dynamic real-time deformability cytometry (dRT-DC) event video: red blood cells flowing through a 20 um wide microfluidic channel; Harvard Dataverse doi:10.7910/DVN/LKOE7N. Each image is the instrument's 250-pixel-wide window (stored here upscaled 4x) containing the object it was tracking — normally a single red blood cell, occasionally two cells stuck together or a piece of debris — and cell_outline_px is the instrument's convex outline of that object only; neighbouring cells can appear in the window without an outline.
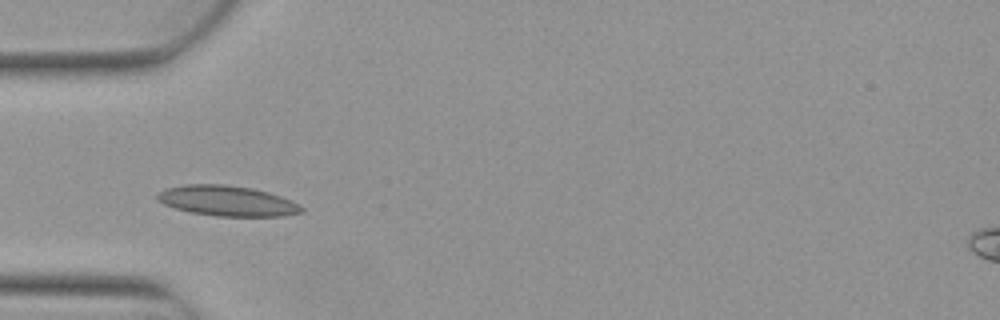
{"species": "Egyptian fruit bat (a non-hibernating species)", "species_latin": "Rousettus aegyptiacus", "temperature_condition": "warm", "stored_images_in_passage": 5, "camera_frame_rate_fps": 3000, "um_per_image_px": 0.085, "animal": {"sex": "female"}, "frame": {"image": 1, "passage_image": 3, "time_ms": 0.667, "image_size_px": [1000, 320], "cell_outline_px": [[304, 212], [284, 216], [216, 216], [188, 212], [164, 204], [156, 196], [164, 188], [184, 184], [224, 184], [252, 188], [268, 192], [280, 196], [300, 204], [304, 208]], "centroid_in_image_um": [19.33, 17.07], "position_along_channel_um": 65.7, "area_um2": 25.55}}
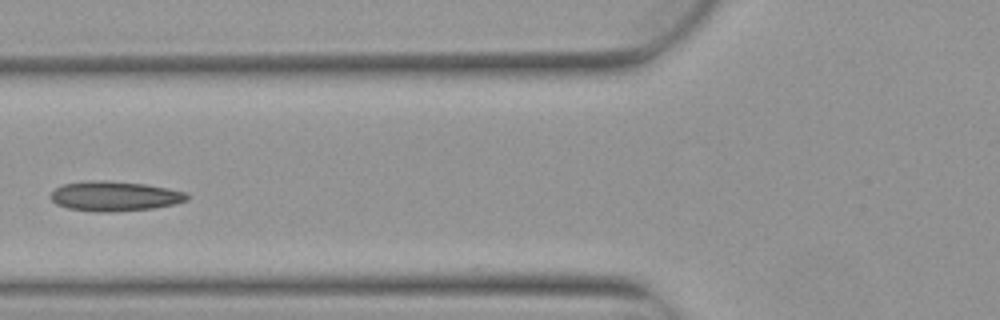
{"frame": {"image": 2, "passage_image": 4, "time_ms": 1.0, "image_size_px": [1000, 320], "cell_outline_px": [[188, 200], [176, 204], [152, 208], [112, 212], [96, 212], [68, 208], [56, 204], [48, 196], [56, 188], [64, 184], [88, 180], [104, 180], [144, 184], [168, 188], [188, 192]], "centroid_in_image_um": [9.75, 16.67], "position_along_channel_um": 116.1, "area_um2": 23.81}}
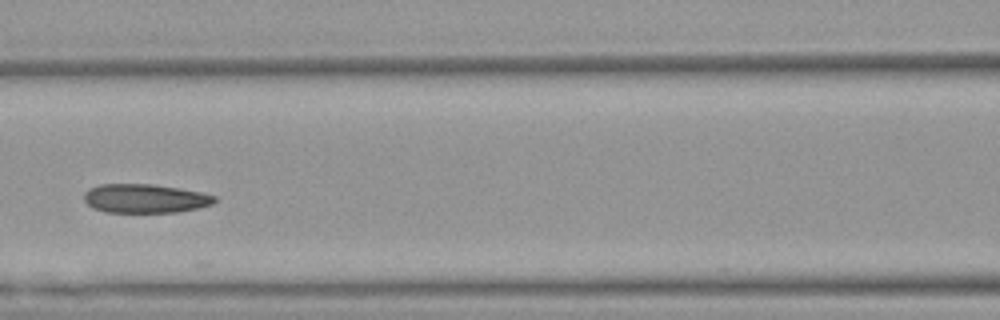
{"frame": {"image": 3, "passage_image": 5, "time_ms": 1.333, "image_size_px": [1000, 320], "cell_outline_px": [[216, 200], [212, 204], [200, 208], [176, 212], [104, 212], [92, 208], [84, 200], [84, 192], [88, 188], [100, 184], [152, 184], [180, 188], [200, 192], [216, 196]], "centroid_in_image_um": [12.31, 16.87], "position_along_channel_um": 154.3, "area_um2": 22.14}}